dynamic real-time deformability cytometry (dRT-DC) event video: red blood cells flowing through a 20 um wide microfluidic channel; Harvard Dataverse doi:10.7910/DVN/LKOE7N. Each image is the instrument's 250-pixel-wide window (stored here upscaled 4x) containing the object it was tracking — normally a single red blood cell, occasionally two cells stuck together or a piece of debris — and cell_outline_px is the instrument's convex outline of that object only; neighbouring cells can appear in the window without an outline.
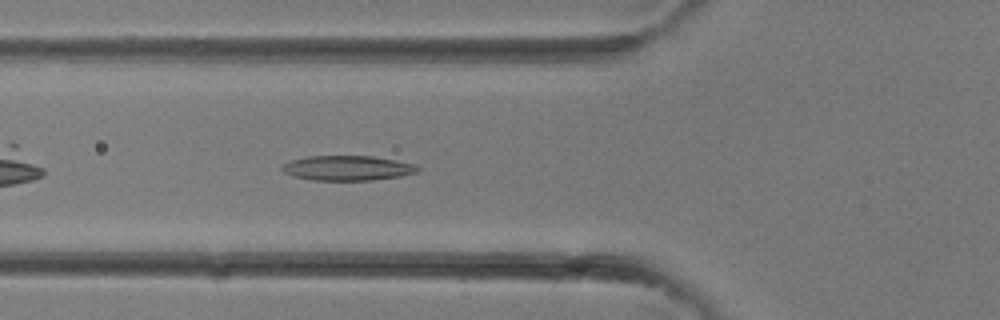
{"species": "common noctule bat (a hibernating species)", "species_latin": "Nyctalus noctula", "temperature_condition": "room temperature", "stored_images_in_passage": 24, "camera_frame_rate_fps": 3000, "um_per_image_px": 0.085, "animal": {"sex": "female"}, "frame": {"image": 1, "passage_image": 3, "time_ms": 0.667, "image_size_px": [1000, 320], "cell_outline_px": [[420, 172], [400, 176], [372, 180], [312, 180], [296, 176], [284, 172], [280, 168], [284, 164], [292, 160], [308, 156], [372, 156], [396, 160], [416, 164], [420, 168]], "centroid_in_image_um": [29.59, 14.28], "position_along_channel_um": 96.2, "area_um2": 19.59}}
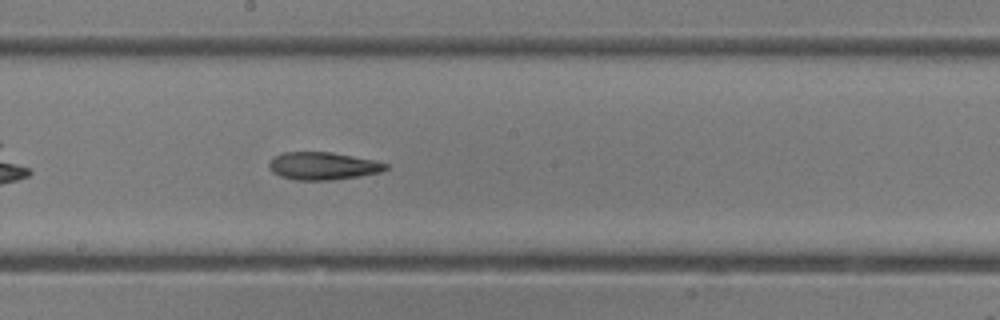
{"frame": {"image": 2, "passage_image": 9, "time_ms": 2.667, "image_size_px": [1000, 320], "cell_outline_px": [[388, 168], [380, 172], [360, 176], [328, 180], [296, 180], [280, 176], [272, 172], [268, 168], [268, 164], [272, 156], [284, 152], [332, 152], [376, 160], [388, 164]], "centroid_in_image_um": [27.42, 14.1], "position_along_channel_um": 220.8, "area_um2": 18.96}}
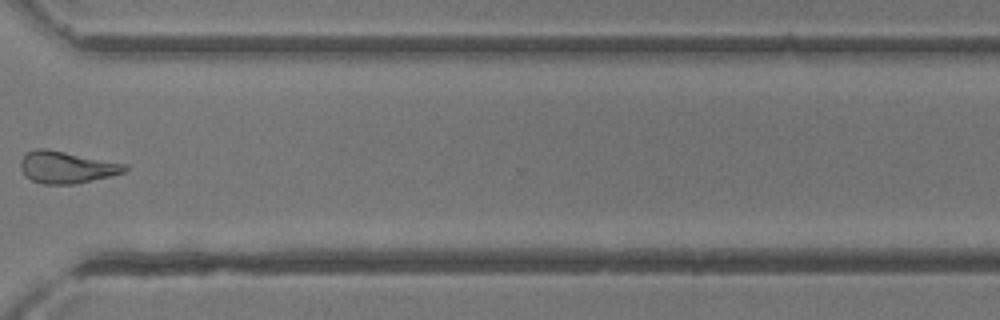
{"frame": {"image": 3, "passage_image": 16, "time_ms": 5.0, "image_size_px": [1000, 320], "cell_outline_px": [[128, 168], [124, 172], [108, 176], [72, 184], [44, 184], [32, 180], [24, 176], [20, 168], [20, 160], [28, 152], [36, 148], [48, 148], [128, 164]], "centroid_in_image_um": [5.63, 14.19], "position_along_channel_um": 365.0, "area_um2": 19.42}}